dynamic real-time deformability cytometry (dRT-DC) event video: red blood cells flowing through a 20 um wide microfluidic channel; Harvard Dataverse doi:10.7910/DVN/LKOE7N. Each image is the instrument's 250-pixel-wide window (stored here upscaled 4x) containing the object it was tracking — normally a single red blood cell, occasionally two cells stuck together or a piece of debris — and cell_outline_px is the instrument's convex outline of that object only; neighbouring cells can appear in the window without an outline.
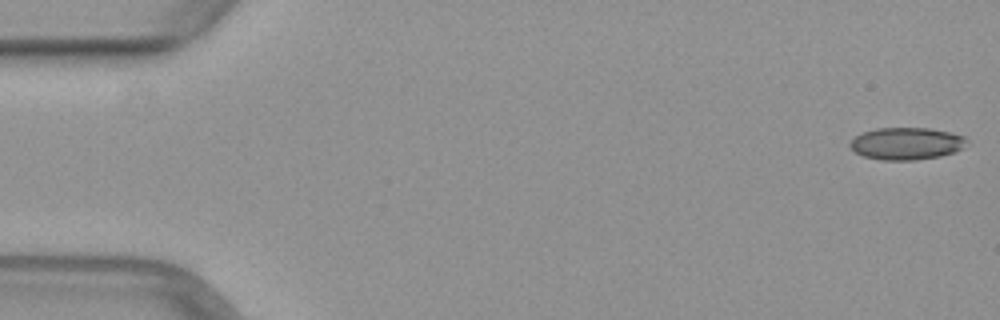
{"species": "common noctule bat (a hibernating species)", "species_latin": "Nyctalus noctula", "temperature_condition": "warm", "stored_images_in_passage": 12, "camera_frame_rate_fps": 3000, "um_per_image_px": 0.085, "animal": {"sex": "female", "body_mass_g": 29.2, "forearm_length_mm": 56.3}, "frame": {"image": 1, "passage_image": 1, "time_ms": 0.0, "image_size_px": [1000, 320], "cell_outline_px": [[968, 140], [956, 152], [940, 156], [916, 160], [880, 160], [864, 156], [856, 152], [848, 144], [856, 136], [864, 132], [876, 128], [928, 128], [948, 132], [964, 136]], "centroid_in_image_um": [77.04, 12.21], "position_along_channel_um": 8.0, "area_um2": 21.73}}